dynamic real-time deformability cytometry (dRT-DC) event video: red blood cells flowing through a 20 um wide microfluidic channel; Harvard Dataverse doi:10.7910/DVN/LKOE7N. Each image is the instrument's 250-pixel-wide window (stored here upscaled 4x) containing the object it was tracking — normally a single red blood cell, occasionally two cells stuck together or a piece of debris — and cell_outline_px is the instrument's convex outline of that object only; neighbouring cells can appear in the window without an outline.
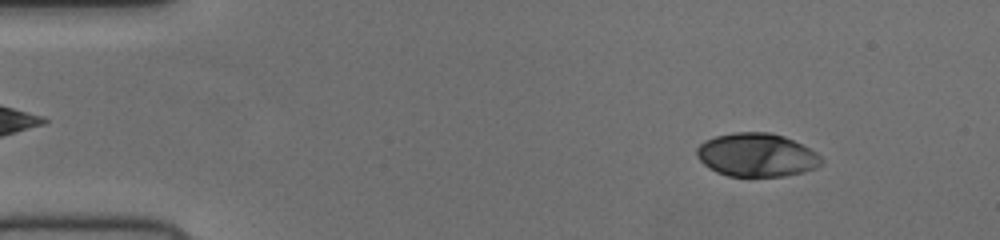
{"species": "human", "species_latin": "Homo sapiens", "temperature_condition": "cold", "stored_images_in_passage": 52, "camera_frame_rate_fps": 3000, "um_per_image_px": 0.085, "donor": {"sex": "female"}, "frame": {"image": 1, "passage_image": 6, "time_ms": 1.667, "image_size_px": [1000, 240], "cell_outline_px": [[824, 160], [816, 168], [804, 172], [784, 176], [748, 180], [728, 176], [716, 172], [708, 168], [696, 156], [696, 148], [704, 140], [716, 136], [732, 132], [768, 132], [784, 136], [816, 152]], "centroid_in_image_um": [64.28, 13.22], "position_along_channel_um": 20.7, "area_um2": 32.43}}
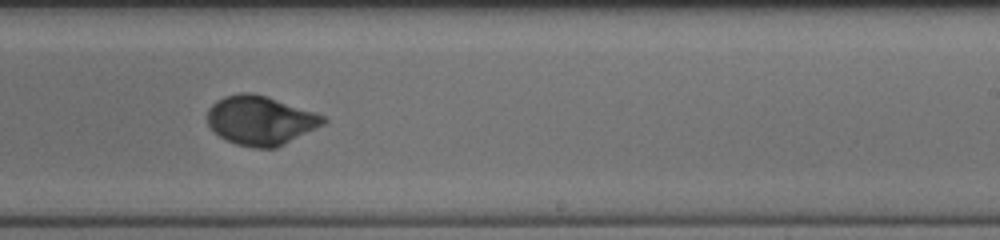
{"frame": {"image": 2, "passage_image": 32, "time_ms": 10.333, "image_size_px": [1000, 240], "cell_outline_px": [[328, 120], [324, 124], [276, 148], [252, 148], [236, 144], [220, 136], [208, 124], [208, 108], [216, 100], [224, 96], [240, 92], [252, 92], [268, 96], [328, 116]], "centroid_in_image_um": [22.17, 10.21], "position_along_channel_um": 266.8, "area_um2": 33.35}}
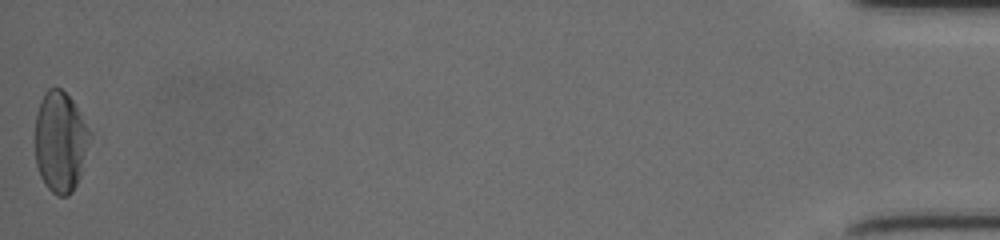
{"frame": {"image": 3, "passage_image": 52, "time_ms": 17.0, "image_size_px": [1000, 240], "cell_outline_px": [[92, 136], [80, 176], [72, 192], [68, 196], [56, 196], [44, 184], [40, 176], [36, 164], [36, 112], [40, 100], [44, 92], [48, 88], [60, 88], [72, 100], [92, 132]], "centroid_in_image_um": [5.14, 12.05], "position_along_channel_um": 430.1, "area_um2": 32.37}}